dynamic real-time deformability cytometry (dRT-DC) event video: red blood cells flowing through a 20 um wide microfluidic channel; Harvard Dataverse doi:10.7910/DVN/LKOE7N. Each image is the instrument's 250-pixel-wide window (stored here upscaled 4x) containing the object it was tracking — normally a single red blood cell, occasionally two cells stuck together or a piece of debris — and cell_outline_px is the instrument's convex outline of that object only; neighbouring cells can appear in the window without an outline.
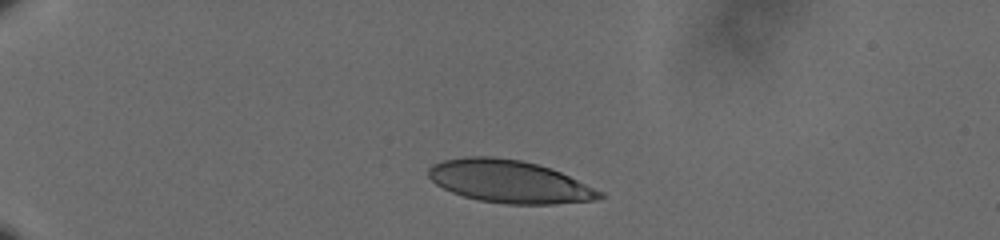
{"species": "human", "species_latin": "Homo sapiens", "temperature_condition": "cold", "stored_images_in_passage": 40, "camera_frame_rate_fps": 3000, "um_per_image_px": 0.085, "donor": {"sex": "male"}, "frame": {"image": 1, "passage_image": 1, "time_ms": 0.0, "image_size_px": [1000, 240], "cell_outline_px": [[604, 196], [596, 200], [556, 204], [504, 204], [480, 200], [464, 196], [452, 192], [436, 184], [428, 176], [428, 168], [432, 164], [444, 160], [464, 156], [492, 156], [520, 160], [536, 164], [560, 172], [604, 192]], "centroid_in_image_um": [43.29, 15.43], "position_along_channel_um": 41.7, "area_um2": 42.43}}
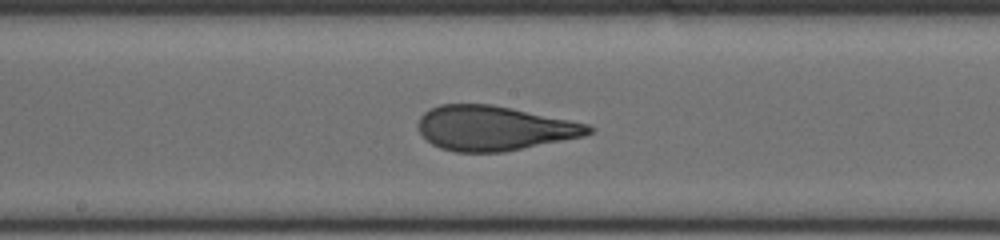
{"frame": {"image": 2, "passage_image": 20, "time_ms": 6.333, "image_size_px": [1000, 240], "cell_outline_px": [[596, 128], [592, 132], [584, 136], [504, 152], [456, 152], [440, 148], [432, 144], [420, 132], [416, 124], [420, 116], [424, 112], [440, 104], [492, 104], [512, 108], [588, 124]], "centroid_in_image_um": [41.98, 10.89], "position_along_channel_um": 206.2, "area_um2": 44.27}}
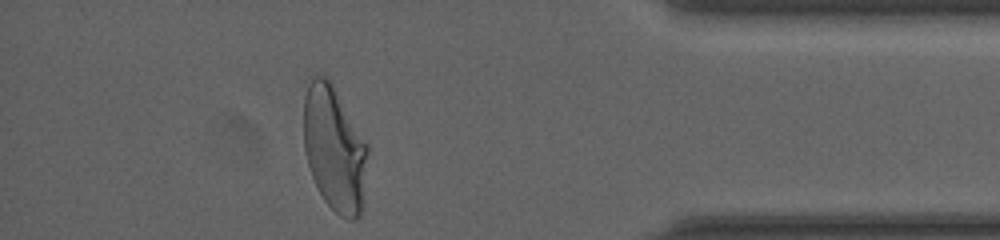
{"frame": {"image": 3, "passage_image": 39, "time_ms": 12.667, "image_size_px": [1000, 240], "cell_outline_px": [[368, 152], [364, 200], [360, 216], [356, 220], [348, 220], [340, 216], [324, 200], [312, 176], [308, 164], [304, 148], [304, 96], [312, 76], [324, 76], [332, 84], [368, 144]], "centroid_in_image_um": [28.44, 12.69], "position_along_channel_um": 406.8, "area_um2": 46.64}, "authors_computed_cell_mechanics": {"area_um2": 44.3037, "velocity_mm_per_s": 3.6002, "shape_relaxation_time_tau1_ms": 6.5754, "shape_relaxation_time_tau2_ms": 0.8475, "deformation_change_tau1": 0.2346, "deformation_change_tau2": 0.09}}